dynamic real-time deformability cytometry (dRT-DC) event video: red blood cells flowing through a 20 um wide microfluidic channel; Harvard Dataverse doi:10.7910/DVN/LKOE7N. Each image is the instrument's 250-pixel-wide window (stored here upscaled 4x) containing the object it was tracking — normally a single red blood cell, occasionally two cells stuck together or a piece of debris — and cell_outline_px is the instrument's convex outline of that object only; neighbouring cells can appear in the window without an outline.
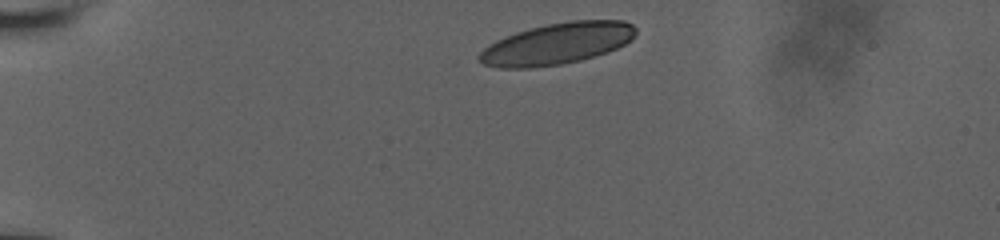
{"species": "human", "species_latin": "Homo sapiens", "temperature_condition": "room temperature", "stored_images_in_passage": 2, "camera_frame_rate_fps": 3000, "um_per_image_px": 0.085, "donor": {"sex": "male"}, "frame": {"image": 1, "passage_image": 1, "time_ms": 0.0, "image_size_px": [1000, 240], "cell_outline_px": [[636, 32], [624, 44], [608, 52], [580, 60], [560, 64], [532, 68], [500, 68], [484, 64], [476, 56], [488, 44], [504, 36], [516, 32], [548, 24], [572, 20], [624, 20], [632, 24], [636, 28]], "centroid_in_image_um": [47.32, 3.71], "position_along_channel_um": 37.7, "area_um2": 37.57}}